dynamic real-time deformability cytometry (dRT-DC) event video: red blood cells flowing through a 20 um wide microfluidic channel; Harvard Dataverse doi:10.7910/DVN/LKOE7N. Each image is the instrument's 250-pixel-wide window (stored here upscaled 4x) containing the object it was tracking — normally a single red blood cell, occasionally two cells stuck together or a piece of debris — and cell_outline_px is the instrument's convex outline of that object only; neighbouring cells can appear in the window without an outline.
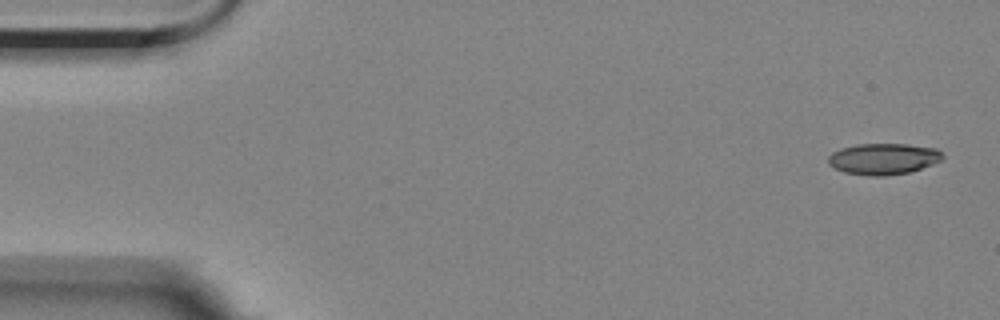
{"species": "Egyptian fruit bat (a non-hibernating species)", "species_latin": "Rousettus aegyptiacus", "temperature_condition": "room temperature", "stored_images_in_passage": 55, "camera_frame_rate_fps": 3000, "um_per_image_px": 0.085, "animal": {"sex": "female"}, "frame": {"image": 1, "passage_image": 1, "time_ms": 0.0, "image_size_px": [1000, 320], "cell_outline_px": [[944, 156], [940, 160], [932, 164], [908, 172], [884, 176], [868, 176], [844, 172], [828, 164], [828, 156], [832, 152], [840, 148], [856, 144], [908, 144], [936, 148]], "centroid_in_image_um": [75.05, 13.49], "position_along_channel_um": 10.0, "area_um2": 20.75}}
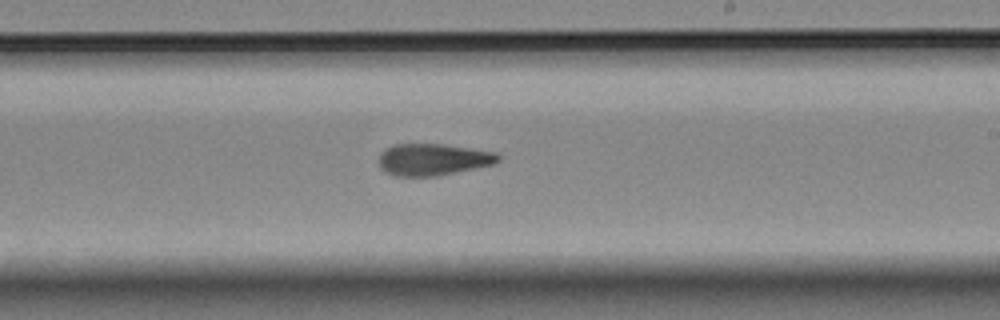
{"frame": {"image": 2, "passage_image": 32, "time_ms": 10.333, "image_size_px": [1000, 320], "cell_outline_px": [[500, 160], [492, 164], [436, 176], [396, 176], [384, 172], [380, 168], [380, 152], [384, 148], [396, 144], [440, 144], [496, 152], [500, 156]], "centroid_in_image_um": [36.76, 13.55], "position_along_channel_um": 252.2, "area_um2": 21.91}}
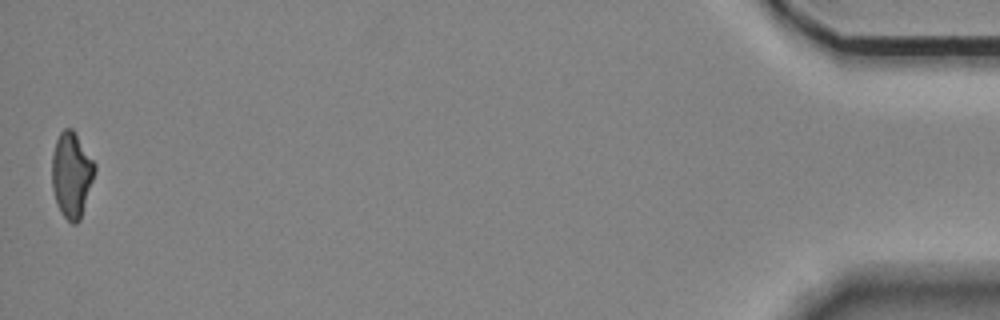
{"frame": {"image": 3, "passage_image": 55, "time_ms": 18.0, "image_size_px": [1000, 320], "cell_outline_px": [[96, 172], [80, 220], [76, 224], [72, 224], [60, 212], [56, 204], [52, 188], [52, 156], [56, 140], [60, 132], [64, 128], [72, 128], [76, 132], [96, 164]], "centroid_in_image_um": [6.09, 14.84], "position_along_channel_um": 429.1, "area_um2": 21.62}, "authors_computed_cell_mechanics": {"area_um2": 22.1374, "velocity_mm_per_s": 3.5271, "shape_relaxation_time_tau1_ms": 10.4291, "shape_relaxation_time_tau2_ms": 4.5714, "deformation_change_tau1": 0.227, "deformation_change_tau2": 0.123}}